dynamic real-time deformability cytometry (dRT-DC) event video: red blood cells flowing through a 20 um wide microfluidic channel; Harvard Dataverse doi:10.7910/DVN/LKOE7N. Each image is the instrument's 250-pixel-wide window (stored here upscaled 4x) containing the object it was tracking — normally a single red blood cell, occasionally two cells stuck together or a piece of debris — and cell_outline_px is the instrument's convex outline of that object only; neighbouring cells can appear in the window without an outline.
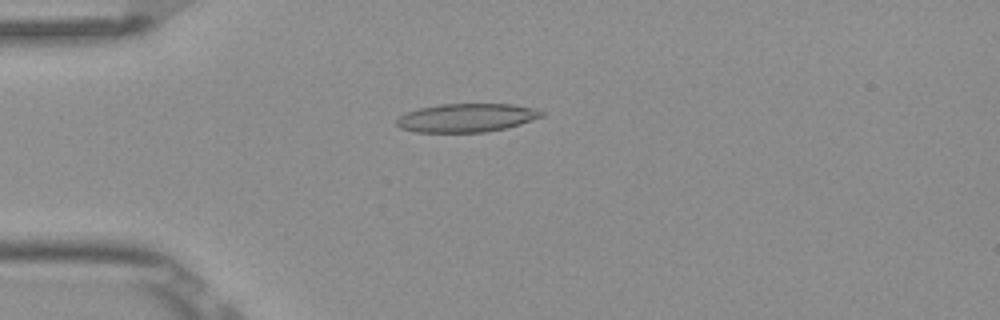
{"species": "Egyptian fruit bat (a non-hibernating species)", "species_latin": "Rousettus aegyptiacus", "temperature_condition": "room temperature", "stored_images_in_passage": 6, "camera_frame_rate_fps": 3000, "um_per_image_px": 0.085, "frame": {"image": 1, "passage_image": 3, "time_ms": 0.667, "image_size_px": [1000, 320], "cell_outline_px": [[544, 116], [520, 124], [504, 128], [484, 132], [416, 132], [400, 128], [396, 124], [396, 120], [400, 116], [408, 112], [420, 108], [440, 104], [512, 104], [532, 108], [544, 112]], "centroid_in_image_um": [39.65, 10.01], "position_along_channel_um": 45.3, "area_um2": 23.87}}
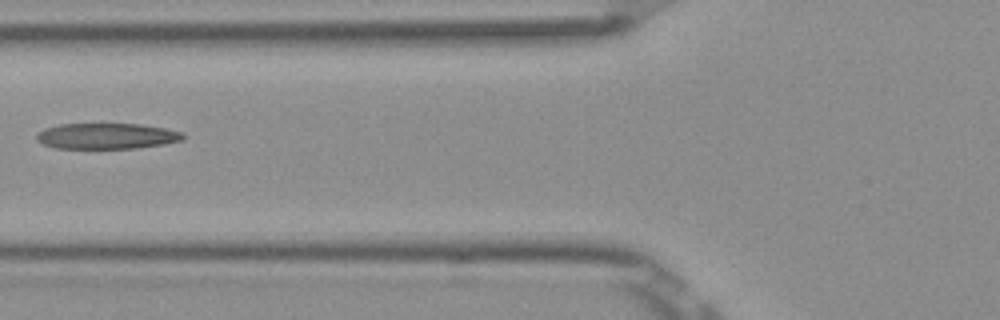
{"frame": {"image": 2, "passage_image": 5, "time_ms": 1.333, "image_size_px": [1000, 320], "cell_outline_px": [[184, 140], [164, 144], [136, 148], [56, 148], [44, 144], [36, 140], [36, 132], [44, 128], [60, 124], [140, 124], [164, 128], [184, 132]], "centroid_in_image_um": [9.07, 11.56], "position_along_channel_um": 116.7, "area_um2": 22.08}}
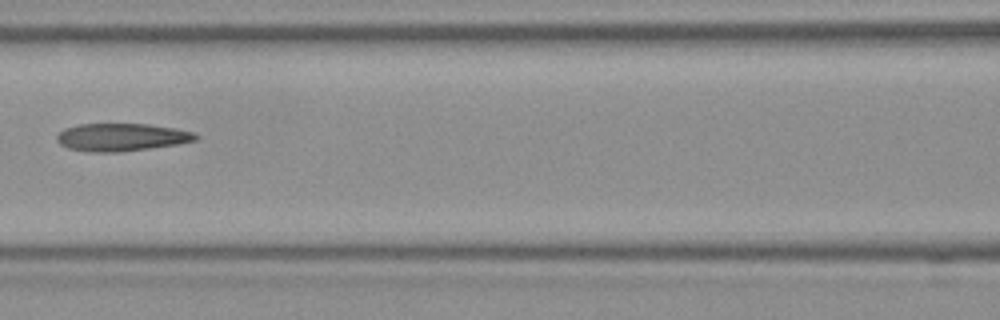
{"frame": {"image": 3, "passage_image": 6, "time_ms": 1.667, "image_size_px": [1000, 320], "cell_outline_px": [[200, 136], [196, 140], [180, 144], [120, 152], [88, 152], [68, 148], [60, 144], [56, 140], [56, 136], [64, 128], [76, 124], [148, 124], [176, 128], [196, 132]], "centroid_in_image_um": [10.35, 11.66], "position_along_channel_um": 156.2, "area_um2": 22.72}}